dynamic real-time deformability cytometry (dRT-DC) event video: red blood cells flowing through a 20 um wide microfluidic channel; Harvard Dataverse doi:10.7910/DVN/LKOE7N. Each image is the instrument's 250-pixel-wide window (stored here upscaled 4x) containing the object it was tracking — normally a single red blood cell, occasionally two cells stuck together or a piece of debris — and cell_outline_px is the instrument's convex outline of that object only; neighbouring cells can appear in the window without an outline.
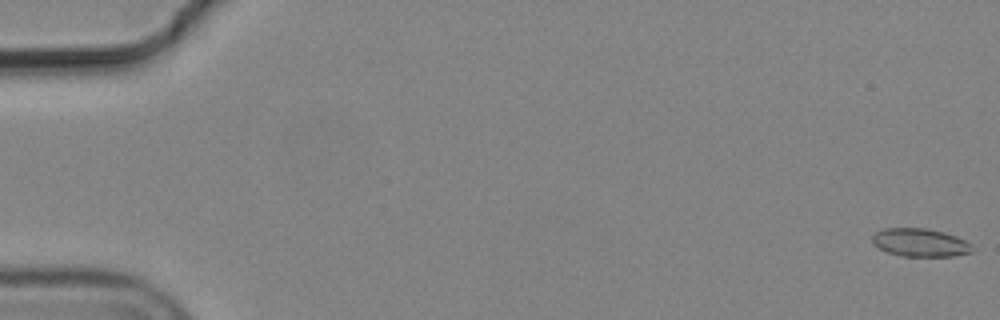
{"species": "common noctule bat (a hibernating species)", "species_latin": "Nyctalus noctula", "temperature_condition": "cold", "stored_images_in_passage": 9, "camera_frame_rate_fps": 3000, "um_per_image_px": 0.085, "animal": {"sex": "male", "body_mass_g": 19.2, "forearm_length_mm": 51.8}, "frame": {"image": 1, "passage_image": 1, "time_ms": 0.0, "image_size_px": [1000, 320], "cell_outline_px": [[976, 248], [972, 252], [956, 256], [900, 256], [888, 252], [872, 244], [872, 236], [876, 232], [884, 228], [924, 228], [944, 232], [956, 236], [972, 244]], "centroid_in_image_um": [78.24, 20.62], "position_along_channel_um": 6.8, "area_um2": 16.53}}
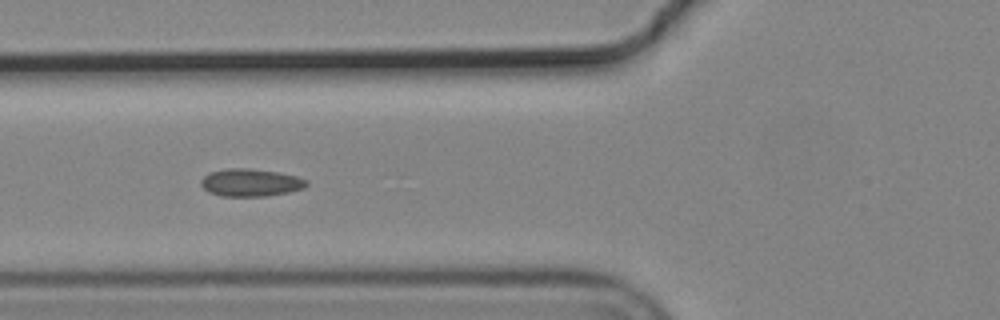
{"frame": {"image": 2, "passage_image": 7, "time_ms": 2.0, "image_size_px": [1000, 320], "cell_outline_px": [[308, 184], [304, 188], [288, 192], [268, 196], [220, 196], [208, 192], [200, 184], [200, 180], [208, 172], [228, 168], [248, 168], [276, 172], [296, 176], [308, 180]], "centroid_in_image_um": [21.28, 15.52], "position_along_channel_um": 104.5, "area_um2": 17.05}}
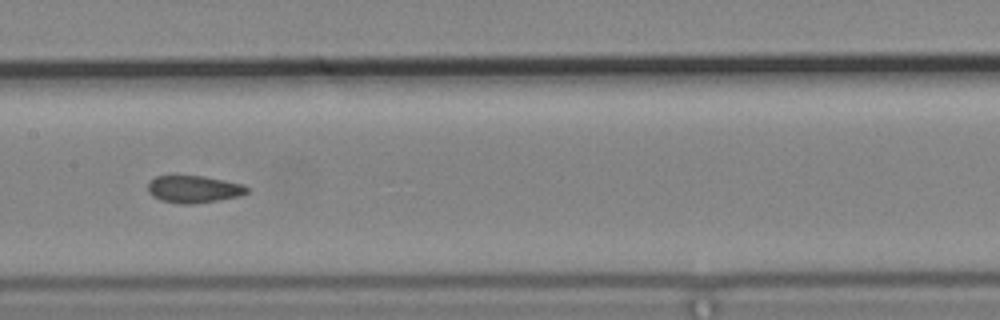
{"frame": {"image": 3, "passage_image": 9, "time_ms": 2.667, "image_size_px": [1000, 320], "cell_outline_px": [[248, 192], [240, 196], [220, 200], [192, 204], [180, 204], [160, 200], [152, 196], [148, 192], [148, 180], [156, 176], [204, 176], [244, 184], [248, 188]], "centroid_in_image_um": [16.46, 16.08], "position_along_channel_um": 190.9, "area_um2": 15.9}}